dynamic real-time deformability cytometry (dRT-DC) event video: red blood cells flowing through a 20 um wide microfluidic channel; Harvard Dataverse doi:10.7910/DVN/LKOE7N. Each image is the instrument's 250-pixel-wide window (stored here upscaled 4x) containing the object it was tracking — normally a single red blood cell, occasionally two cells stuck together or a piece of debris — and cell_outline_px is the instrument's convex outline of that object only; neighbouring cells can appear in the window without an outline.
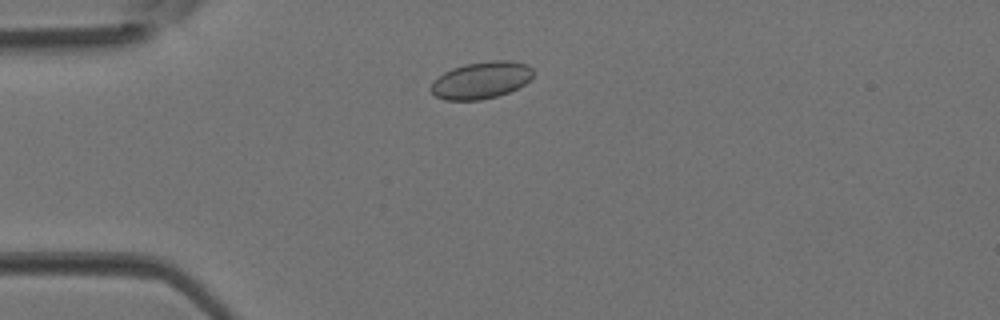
{"species": "Egyptian fruit bat (a non-hibernating species)", "species_latin": "Rousettus aegyptiacus", "temperature_condition": "room temperature", "stored_images_in_passage": 3, "camera_frame_rate_fps": 3000, "um_per_image_px": 0.085, "animal": {"sex": "female"}, "frame": {"image": 1, "passage_image": 2, "time_ms": 0.333, "image_size_px": [1000, 320], "cell_outline_px": [[532, 80], [508, 92], [496, 96], [480, 100], [444, 100], [436, 96], [428, 88], [444, 72], [452, 68], [464, 64], [492, 60], [512, 60], [524, 64], [532, 68]], "centroid_in_image_um": [40.9, 6.81], "position_along_channel_um": 44.1, "area_um2": 21.96}}